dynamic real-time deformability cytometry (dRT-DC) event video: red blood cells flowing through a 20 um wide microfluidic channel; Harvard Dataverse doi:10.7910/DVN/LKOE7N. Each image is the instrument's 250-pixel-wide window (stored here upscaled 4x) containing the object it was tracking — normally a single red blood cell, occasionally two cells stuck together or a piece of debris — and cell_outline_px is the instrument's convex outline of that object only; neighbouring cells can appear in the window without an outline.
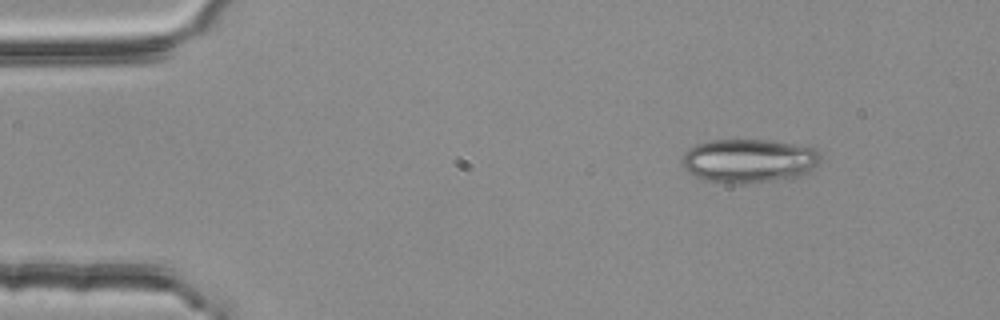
{"species": "common noctule bat (a hibernating species)", "species_latin": "Nyctalus noctula", "temperature_condition": "room temperature", "stored_images_in_passage": 2, "camera_frame_rate_fps": 3000, "um_per_image_px": 0.085, "animal": {"sex": "female", "body_mass_g": 25.1}, "frame": {"image": 1, "passage_image": 1, "time_ms": 0.0, "image_size_px": [1000, 320], "cell_outline_px": [[820, 160], [812, 172], [804, 176], [792, 180], [748, 184], [728, 184], [704, 180], [688, 172], [680, 164], [680, 160], [684, 152], [688, 148], [696, 144], [712, 140], [768, 140], [812, 144], [820, 152]], "centroid_in_image_um": [63.75, 13.68], "position_along_channel_um": 21.2, "area_um2": 37.11}}